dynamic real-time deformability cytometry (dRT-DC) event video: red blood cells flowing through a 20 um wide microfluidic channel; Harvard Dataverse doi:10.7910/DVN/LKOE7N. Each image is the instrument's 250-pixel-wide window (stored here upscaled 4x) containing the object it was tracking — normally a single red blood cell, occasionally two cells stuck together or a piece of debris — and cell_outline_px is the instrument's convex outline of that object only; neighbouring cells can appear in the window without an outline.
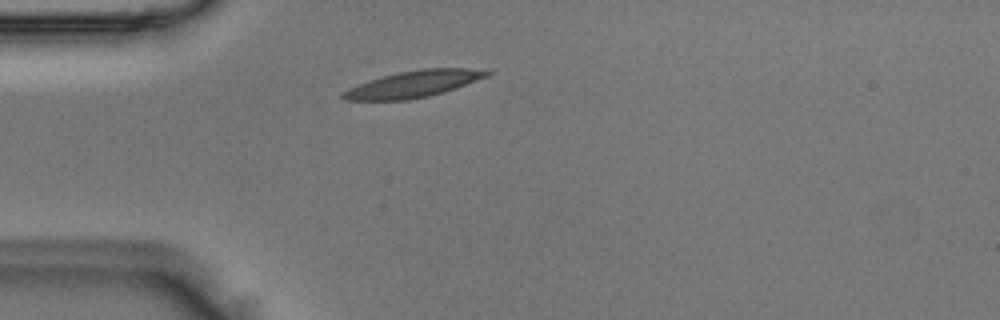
{"species": "Egyptian fruit bat (a non-hibernating species)", "species_latin": "Rousettus aegyptiacus", "temperature_condition": "room temperature", "stored_images_in_passage": 29, "camera_frame_rate_fps": 3000, "um_per_image_px": 0.085, "animal": {"sex": "male"}, "frame": {"image": 1, "passage_image": 1, "time_ms": 0.0, "image_size_px": [1000, 320], "cell_outline_px": [[492, 72], [488, 76], [428, 96], [408, 100], [344, 100], [340, 96], [340, 92], [348, 88], [368, 80], [400, 72], [420, 68], [488, 68]], "centroid_in_image_um": [35.13, 7.13], "position_along_channel_um": 49.9, "area_um2": 22.2}}
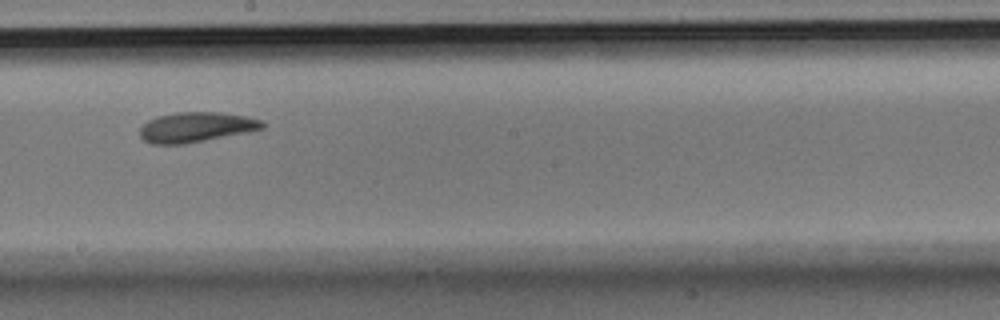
{"frame": {"image": 2, "passage_image": 16, "time_ms": 5.0, "image_size_px": [1000, 320], "cell_outline_px": [[264, 128], [204, 140], [180, 144], [152, 144], [144, 140], [140, 136], [140, 128], [148, 120], [156, 116], [176, 112], [220, 112], [248, 116], [260, 120], [264, 124]], "centroid_in_image_um": [16.62, 10.79], "position_along_channel_um": 231.6, "area_um2": 21.15}}
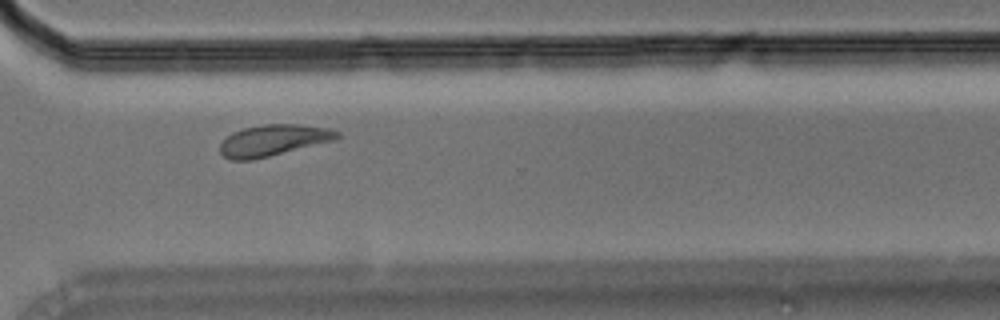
{"frame": {"image": 3, "passage_image": 25, "time_ms": 8.0, "image_size_px": [1000, 320], "cell_outline_px": [[340, 136], [336, 140], [252, 160], [228, 160], [220, 152], [220, 144], [232, 132], [244, 128], [264, 124], [296, 124], [332, 128], [340, 132]], "centroid_in_image_um": [23.26, 11.92], "position_along_channel_um": 347.3, "area_um2": 21.39}}